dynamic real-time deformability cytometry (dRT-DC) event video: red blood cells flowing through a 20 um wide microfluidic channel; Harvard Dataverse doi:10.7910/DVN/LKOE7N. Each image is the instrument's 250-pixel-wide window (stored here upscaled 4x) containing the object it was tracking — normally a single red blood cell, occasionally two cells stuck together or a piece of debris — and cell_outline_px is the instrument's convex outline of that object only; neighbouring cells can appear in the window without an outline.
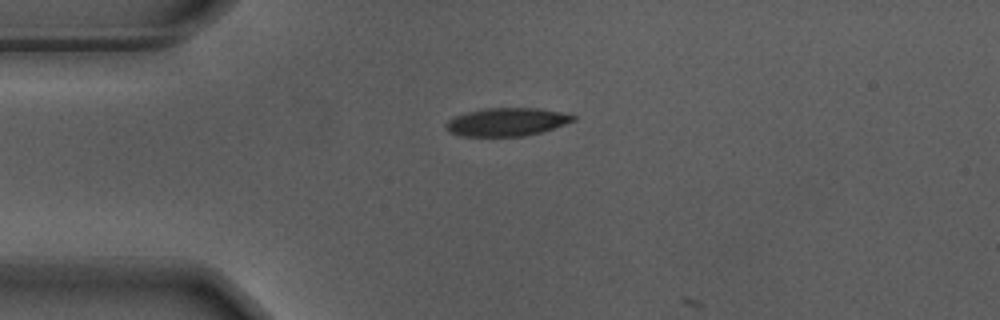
{"species": "Egyptian fruit bat (a non-hibernating species)", "species_latin": "Rousettus aegyptiacus", "temperature_condition": "warm", "stored_images_in_passage": 2, "camera_frame_rate_fps": 3000, "um_per_image_px": 0.085, "animal": {"sex": "male"}, "frame": {"image": 1, "passage_image": 1, "time_ms": 0.0, "image_size_px": [1000, 320], "cell_outline_px": [[576, 120], [544, 132], [524, 136], [460, 136], [448, 132], [444, 128], [444, 124], [448, 120], [464, 112], [484, 108], [536, 108], [560, 112], [576, 116]], "centroid_in_image_um": [43.04, 10.37], "position_along_channel_um": 42.0, "area_um2": 21.1}}